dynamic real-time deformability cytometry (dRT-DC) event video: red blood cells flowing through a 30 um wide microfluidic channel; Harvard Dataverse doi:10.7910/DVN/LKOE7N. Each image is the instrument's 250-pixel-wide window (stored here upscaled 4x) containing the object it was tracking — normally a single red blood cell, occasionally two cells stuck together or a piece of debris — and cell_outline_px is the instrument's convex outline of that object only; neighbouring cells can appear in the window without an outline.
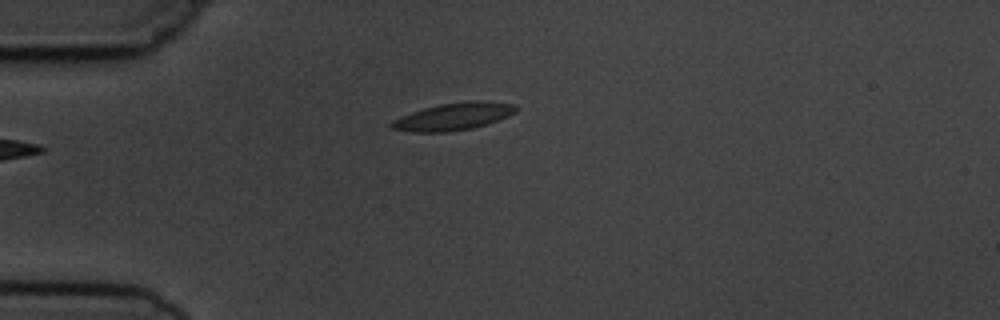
{"species": "common noctule bat (a hibernating species)", "species_latin": "Nyctalus noctula", "temperature_condition": "cold", "stored_images_in_passage": 3, "camera_frame_rate_fps": 3000, "um_per_image_px": 0.085, "animal": {"sex": "male", "body_mass_g": 19.5, "forearm_length_mm": 54.6}, "frame": {"image": 1, "passage_image": 1, "time_ms": 0.0, "image_size_px": [1000, 320], "cell_outline_px": [[516, 112], [488, 124], [472, 128], [448, 132], [412, 132], [392, 128], [388, 124], [392, 120], [412, 112], [424, 108], [440, 104], [476, 100], [484, 100], [516, 104]], "centroid_in_image_um": [38.55, 9.9], "position_along_channel_um": 46.4, "area_um2": 19.77}}
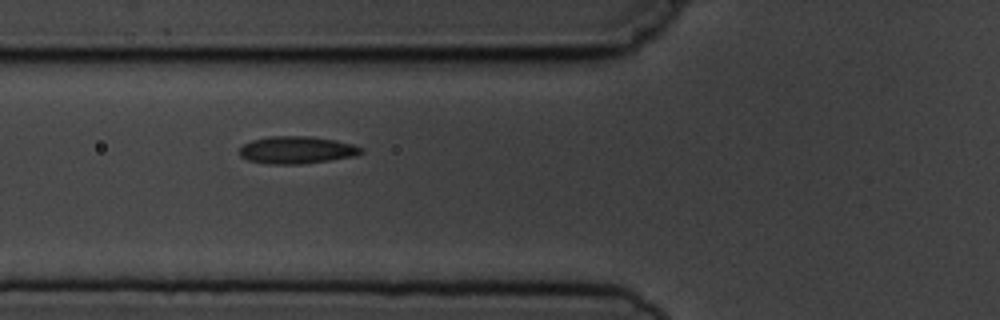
{"frame": {"image": 2, "passage_image": 3, "time_ms": 2.0, "image_size_px": [1000, 320], "cell_outline_px": [[364, 152], [356, 156], [304, 164], [268, 164], [248, 160], [240, 156], [240, 148], [244, 144], [252, 140], [268, 136], [312, 136], [336, 140], [352, 144], [364, 148]], "centroid_in_image_um": [25.25, 12.75], "position_along_channel_um": 100.5, "area_um2": 19.59}}